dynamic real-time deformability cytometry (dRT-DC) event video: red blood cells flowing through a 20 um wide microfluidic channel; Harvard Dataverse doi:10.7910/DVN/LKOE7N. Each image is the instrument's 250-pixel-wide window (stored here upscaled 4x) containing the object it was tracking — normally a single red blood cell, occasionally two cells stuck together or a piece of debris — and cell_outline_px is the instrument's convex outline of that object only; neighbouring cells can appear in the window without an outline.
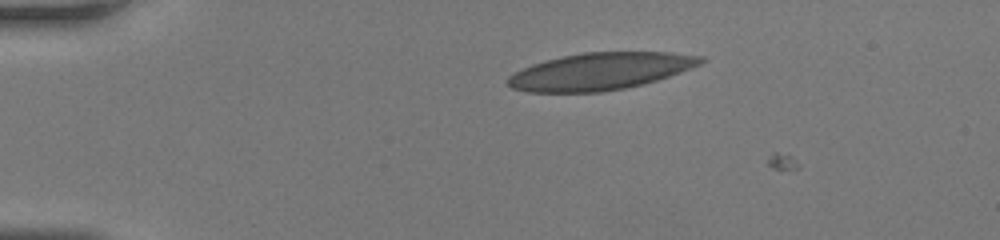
{"species": "human", "species_latin": "Homo sapiens", "temperature_condition": "room temperature", "stored_images_in_passage": 3, "camera_frame_rate_fps": 3000, "um_per_image_px": 0.085, "donor": {"sex": "female"}, "frame": {"image": 1, "passage_image": 1, "time_ms": 0.0, "image_size_px": [1000, 240], "cell_outline_px": [[704, 60], [700, 64], [692, 68], [644, 84], [624, 88], [600, 92], [528, 92], [512, 88], [508, 84], [508, 76], [532, 64], [544, 60], [584, 52], [668, 52], [704, 56]], "centroid_in_image_um": [51.03, 6.06], "position_along_channel_um": 34.0, "area_um2": 41.44}}